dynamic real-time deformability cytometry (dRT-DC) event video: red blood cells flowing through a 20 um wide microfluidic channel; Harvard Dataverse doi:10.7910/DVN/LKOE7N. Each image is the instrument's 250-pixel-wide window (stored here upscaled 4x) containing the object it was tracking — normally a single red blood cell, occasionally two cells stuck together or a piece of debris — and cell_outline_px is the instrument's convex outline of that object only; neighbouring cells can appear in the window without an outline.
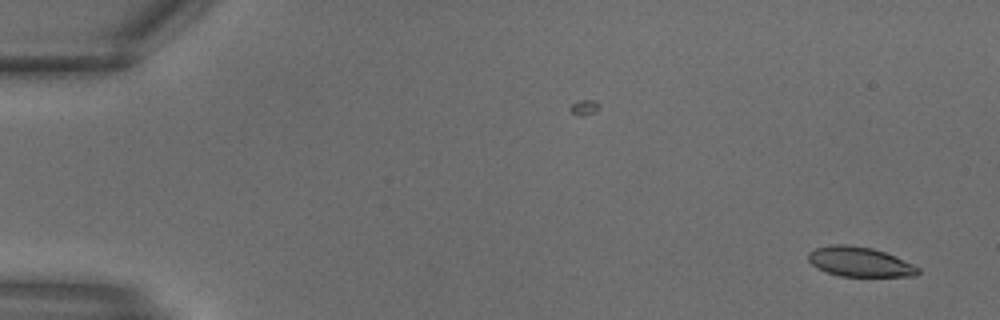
{"species": "common noctule bat (a hibernating species)", "species_latin": "Nyctalus noctula", "temperature_condition": "warm", "stored_images_in_passage": 18, "camera_frame_rate_fps": 3000, "um_per_image_px": 0.085, "animal": {"sex": "male", "body_mass_g": 18.8}, "frame": {"image": 1, "passage_image": 1, "time_ms": 0.0, "image_size_px": [1000, 320], "cell_outline_px": [[920, 272], [916, 276], [840, 276], [816, 268], [808, 260], [808, 252], [816, 248], [828, 244], [848, 244], [872, 248], [896, 256], [920, 268]], "centroid_in_image_um": [73.06, 22.24], "position_along_channel_um": 11.9, "area_um2": 19.07}}
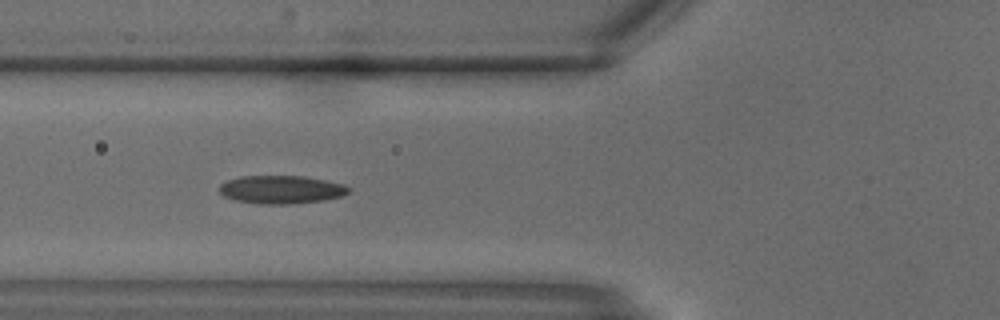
{"frame": {"image": 2, "passage_image": 11, "time_ms": 3.333, "image_size_px": [1000, 320], "cell_outline_px": [[352, 188], [344, 196], [320, 200], [288, 204], [260, 204], [232, 200], [224, 196], [220, 192], [220, 184], [228, 180], [240, 176], [304, 176], [344, 184]], "centroid_in_image_um": [23.9, 16.11], "position_along_channel_um": 101.9, "area_um2": 21.21}}
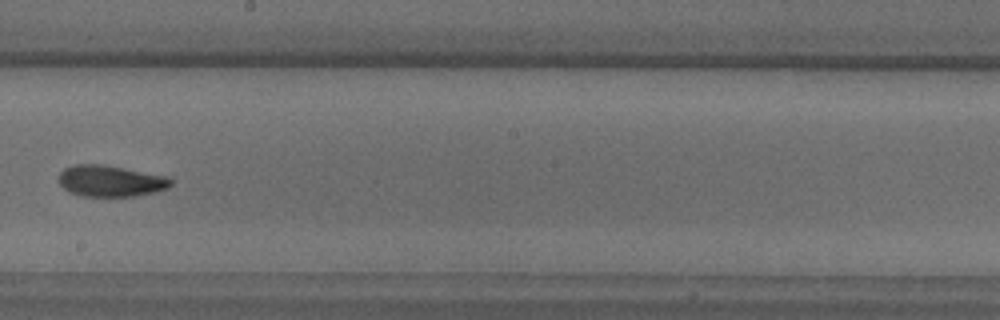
{"frame": {"image": 3, "passage_image": 17, "time_ms": 5.333, "image_size_px": [1000, 320], "cell_outline_px": [[172, 184], [168, 188], [156, 192], [132, 196], [84, 196], [68, 192], [60, 184], [60, 172], [64, 168], [72, 164], [100, 164], [124, 168], [168, 176], [172, 180]], "centroid_in_image_um": [9.41, 15.38], "position_along_channel_um": 238.8, "area_um2": 20.46}}